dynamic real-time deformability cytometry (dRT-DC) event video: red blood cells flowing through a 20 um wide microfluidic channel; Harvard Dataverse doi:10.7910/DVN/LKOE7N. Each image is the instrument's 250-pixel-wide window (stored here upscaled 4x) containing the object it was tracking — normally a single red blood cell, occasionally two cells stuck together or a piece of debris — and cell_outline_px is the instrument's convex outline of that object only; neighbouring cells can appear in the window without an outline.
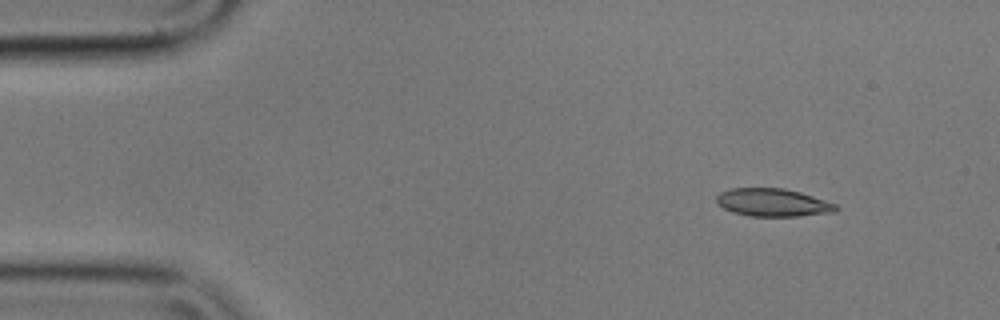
{"species": "common noctule bat (a hibernating species)", "species_latin": "Nyctalus noctula", "temperature_condition": "cold", "stored_images_in_passage": 50, "camera_frame_rate_fps": 3000, "um_per_image_px": 0.085, "animal": {"sex": "male", "body_mass_g": 17.9}, "frame": {"image": 1, "passage_image": 1, "time_ms": 0.0, "image_size_px": [1000, 320], "cell_outline_px": [[840, 208], [836, 212], [800, 216], [748, 216], [732, 212], [716, 204], [716, 196], [720, 192], [732, 188], [784, 188], [800, 192], [836, 204]], "centroid_in_image_um": [65.68, 17.22], "position_along_channel_um": 19.3, "area_um2": 19.54}}
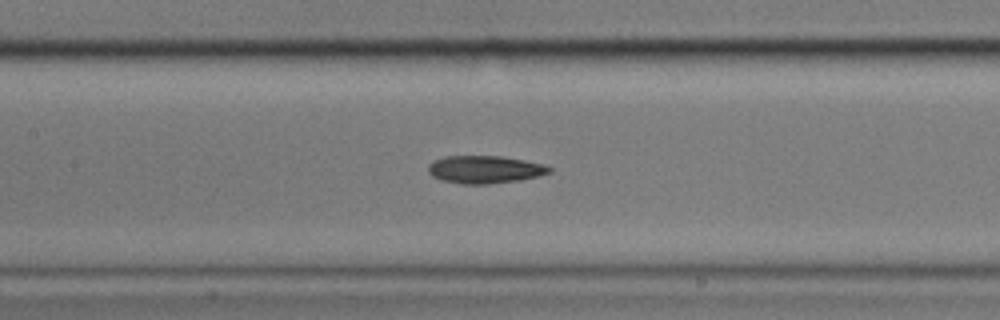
{"frame": {"image": 2, "passage_image": 20, "time_ms": 6.333, "image_size_px": [1000, 320], "cell_outline_px": [[552, 172], [540, 176], [520, 180], [488, 184], [460, 184], [440, 180], [432, 176], [428, 172], [428, 164], [432, 160], [444, 156], [504, 156], [544, 164], [552, 168]], "centroid_in_image_um": [41.2, 14.4], "position_along_channel_um": 166.2, "area_um2": 19.88}}
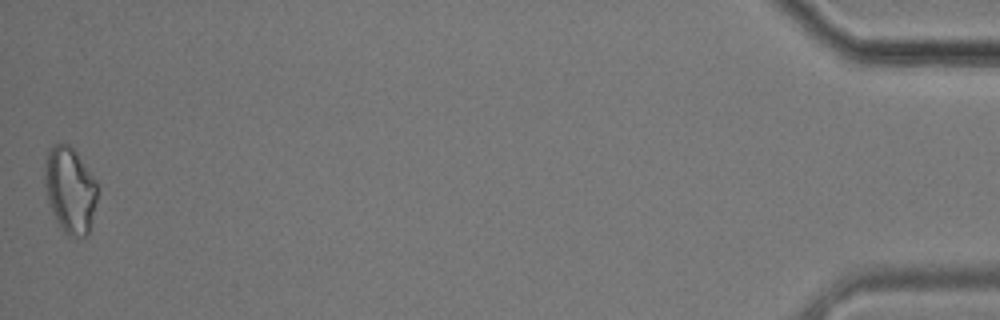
{"frame": {"image": 3, "passage_image": 50, "time_ms": 16.333, "image_size_px": [1000, 320], "cell_outline_px": [[96, 200], [88, 232], [84, 236], [76, 240], [68, 236], [64, 232], [56, 220], [52, 212], [48, 200], [44, 184], [44, 164], [48, 148], [52, 144], [68, 144], [76, 152], [96, 180]], "centroid_in_image_um": [5.91, 16.14], "position_along_channel_um": 429.3, "area_um2": 26.41}, "authors_computed_cell_mechanics": {"area_um2": 19.6809, "velocity_mm_per_s": 3.5701, "shape_relaxation_time_tau1_ms": 5.7019, "shape_relaxation_time_tau2_ms": 4.8144, "deformation_change_tau1": 0.1515, "deformation_change_tau2": 0.1367}}